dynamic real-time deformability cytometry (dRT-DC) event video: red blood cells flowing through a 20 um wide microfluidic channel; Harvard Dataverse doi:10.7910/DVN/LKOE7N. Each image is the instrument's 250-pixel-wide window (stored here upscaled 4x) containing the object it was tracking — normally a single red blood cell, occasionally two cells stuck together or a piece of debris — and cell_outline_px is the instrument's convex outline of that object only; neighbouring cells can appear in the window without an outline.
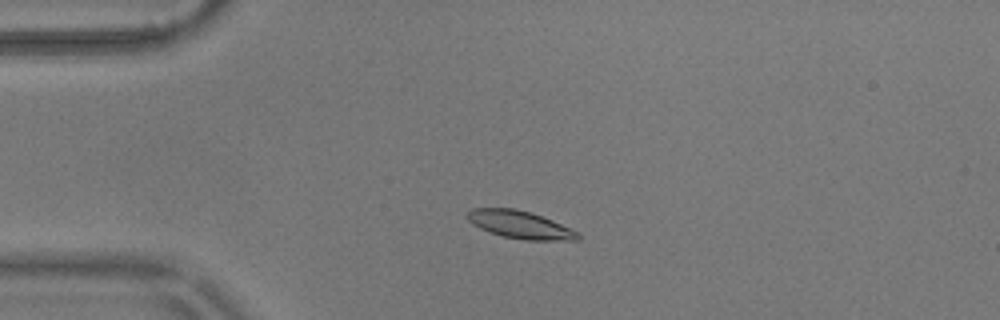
{"species": "common noctule bat (a hibernating species)", "species_latin": "Nyctalus noctula", "temperature_condition": "warm", "stored_images_in_passage": 53, "camera_frame_rate_fps": 3000, "um_per_image_px": 0.085, "animal": {"sex": "male", "body_mass_g": 17.9}, "frame": {"image": 1, "passage_image": 10, "time_ms": 3.0, "image_size_px": [1000, 320], "cell_outline_px": [[580, 240], [524, 240], [504, 236], [480, 228], [472, 224], [468, 220], [468, 212], [472, 208], [516, 208], [532, 212], [552, 220], [580, 232]], "centroid_in_image_um": [44.25, 19.09], "position_along_channel_um": 40.7, "area_um2": 17.8}}
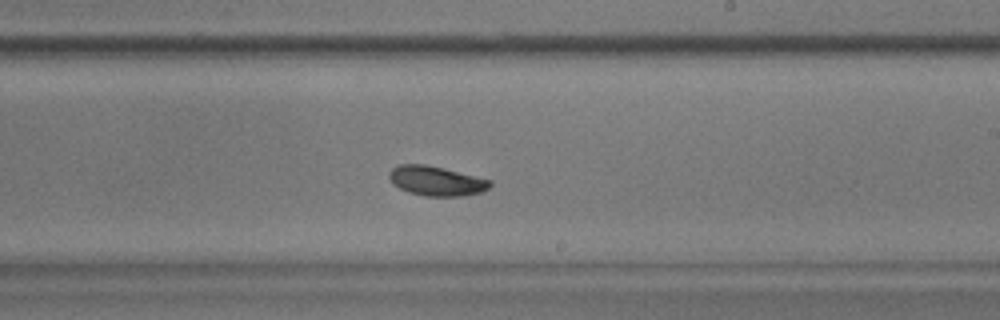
{"frame": {"image": 2, "passage_image": 30, "time_ms": 9.667, "image_size_px": [1000, 320], "cell_outline_px": [[492, 184], [488, 188], [480, 192], [460, 196], [424, 196], [408, 192], [392, 184], [388, 176], [388, 172], [392, 168], [400, 164], [424, 164], [444, 168], [492, 180]], "centroid_in_image_um": [37.05, 15.37], "position_along_channel_um": 251.9, "area_um2": 17.46}}
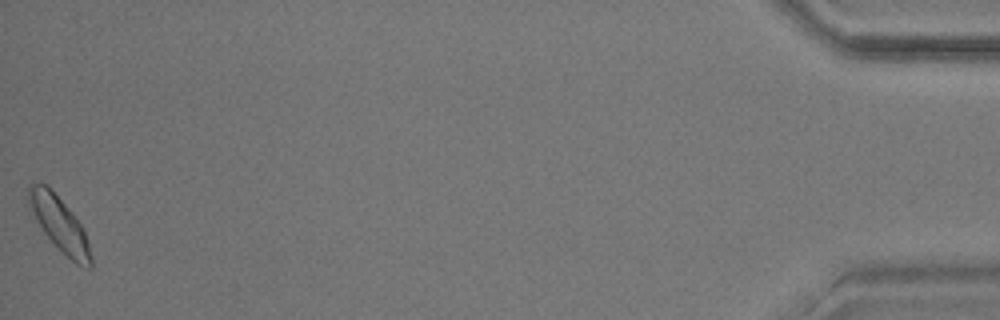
{"frame": {"image": 3, "passage_image": 53, "time_ms": 17.333, "image_size_px": [1000, 320], "cell_outline_px": [[92, 268], [88, 268], [76, 264], [44, 232], [36, 220], [28, 204], [28, 188], [32, 180], [44, 184], [52, 188], [72, 212], [80, 224], [84, 232], [88, 244], [92, 260]], "centroid_in_image_um": [5.03, 18.97], "position_along_channel_um": 430.2, "area_um2": 19.36}, "authors_computed_cell_mechanics": {"area_um2": 17.5134, "velocity_mm_per_s": 3.5618, "shape_relaxation_time_tau1_ms": 9.3871, "shape_relaxation_time_tau2_ms": null, "deformation_change_tau1": 0.2061, "deformation_change_tau2": null}}